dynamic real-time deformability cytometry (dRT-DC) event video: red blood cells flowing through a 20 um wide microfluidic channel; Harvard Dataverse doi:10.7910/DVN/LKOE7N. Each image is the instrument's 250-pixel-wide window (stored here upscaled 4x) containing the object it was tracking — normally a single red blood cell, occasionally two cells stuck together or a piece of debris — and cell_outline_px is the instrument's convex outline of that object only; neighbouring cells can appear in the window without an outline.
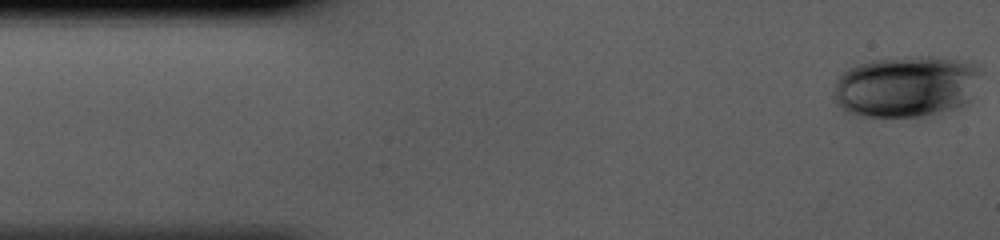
{"species": "human", "species_latin": "Homo sapiens", "temperature_condition": "cold", "stored_images_in_passage": 42, "camera_frame_rate_fps": 3000, "um_per_image_px": 0.085, "donor": {"sex": "male"}, "frame": {"image": 1, "passage_image": 1, "time_ms": 0.0, "image_size_px": [1000, 240], "cell_outline_px": [[980, 72], [968, 100], [964, 104], [956, 108], [928, 120], [852, 116], [844, 112], [836, 104], [836, 80], [848, 68], [856, 64], [872, 60], [904, 56], [932, 56], [972, 60]], "centroid_in_image_um": [77.02, 7.4], "position_along_channel_um": 8.0, "area_um2": 54.51}}
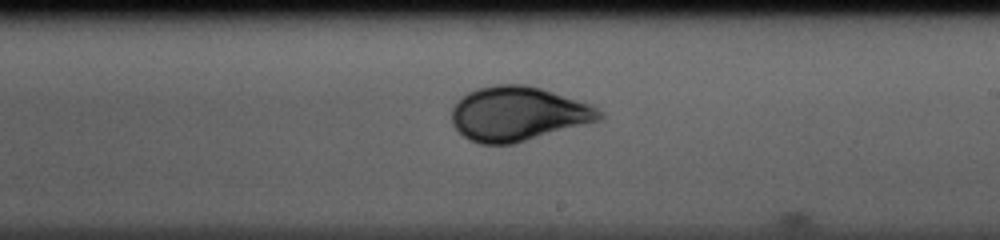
{"frame": {"image": 2, "passage_image": 24, "time_ms": 7.667, "image_size_px": [1000, 240], "cell_outline_px": [[604, 116], [600, 120], [588, 124], [512, 144], [480, 144], [468, 140], [452, 124], [452, 108], [468, 92], [476, 88], [496, 84], [528, 84], [592, 104], [604, 112]], "centroid_in_image_um": [44.07, 9.67], "position_along_channel_um": 244.9, "area_um2": 46.99}}
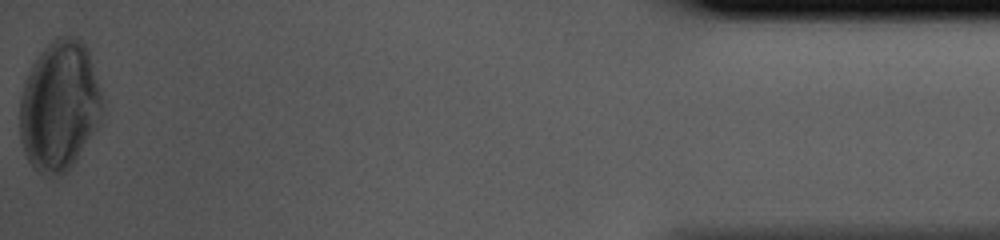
{"frame": {"image": 3, "passage_image": 42, "time_ms": 13.667, "image_size_px": [1000, 240], "cell_outline_px": [[104, 104], [100, 120], [96, 128], [68, 172], [56, 176], [40, 176], [32, 168], [24, 152], [20, 140], [20, 96], [28, 72], [32, 64], [40, 52], [52, 40], [60, 36], [76, 36], [84, 44], [88, 52]], "centroid_in_image_um": [5.02, 9.05], "position_along_channel_um": 430.2, "area_um2": 62.77}}